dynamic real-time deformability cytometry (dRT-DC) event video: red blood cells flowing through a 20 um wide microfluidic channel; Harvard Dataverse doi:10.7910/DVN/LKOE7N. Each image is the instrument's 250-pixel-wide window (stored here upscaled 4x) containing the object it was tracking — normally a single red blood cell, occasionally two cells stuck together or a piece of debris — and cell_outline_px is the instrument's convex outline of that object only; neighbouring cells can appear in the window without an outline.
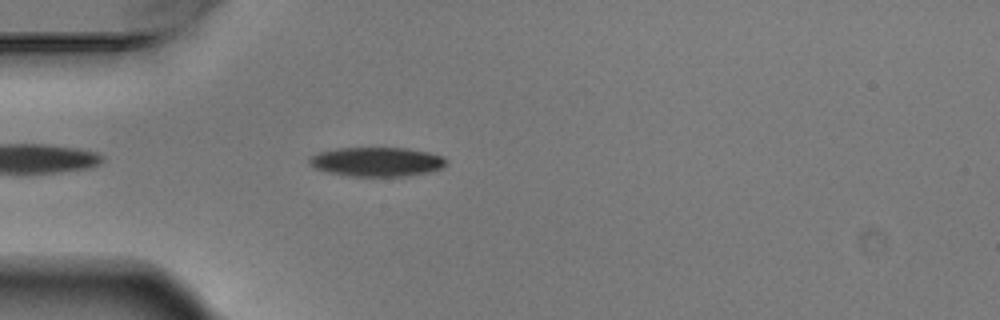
{"species": "Egyptian fruit bat (a non-hibernating species)", "species_latin": "Rousettus aegyptiacus", "temperature_condition": "warm", "stored_images_in_passage": 3, "camera_frame_rate_fps": 3000, "um_per_image_px": 0.085, "animal": {"sex": "male"}, "frame": {"image": 1, "passage_image": 3, "time_ms": 0.667, "image_size_px": [1000, 320], "cell_outline_px": [[444, 164], [440, 168], [428, 172], [404, 176], [352, 176], [328, 172], [316, 168], [308, 164], [308, 160], [312, 156], [320, 152], [340, 148], [408, 148], [428, 152], [440, 156], [444, 160]], "centroid_in_image_um": [31.98, 13.75], "position_along_channel_um": 53.0, "area_um2": 22.89}}